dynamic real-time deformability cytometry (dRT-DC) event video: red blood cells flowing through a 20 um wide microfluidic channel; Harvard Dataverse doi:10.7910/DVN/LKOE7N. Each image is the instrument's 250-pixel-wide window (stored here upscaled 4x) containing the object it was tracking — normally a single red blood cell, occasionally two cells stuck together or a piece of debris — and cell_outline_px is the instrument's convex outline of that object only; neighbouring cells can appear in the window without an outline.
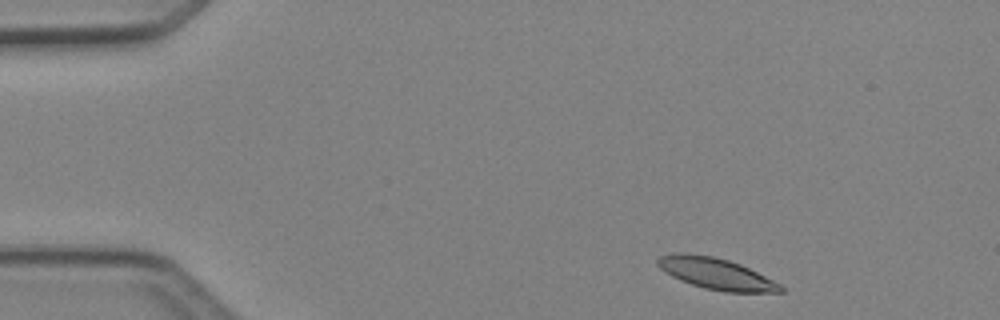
{"species": "Egyptian fruit bat (a non-hibernating species)", "species_latin": "Rousettus aegyptiacus", "temperature_condition": "cold", "stored_images_in_passage": 44, "camera_frame_rate_fps": 3000, "um_per_image_px": 0.085, "animal": {"sex": "female"}, "frame": {"image": 1, "passage_image": 2, "time_ms": 0.333, "image_size_px": [1000, 320], "cell_outline_px": [[784, 292], [724, 292], [704, 288], [680, 280], [664, 272], [656, 264], [656, 260], [660, 256], [684, 252], [712, 256], [728, 260], [740, 264], [780, 284], [784, 288]], "centroid_in_image_um": [60.84, 23.26], "position_along_channel_um": 24.2, "area_um2": 22.25}}
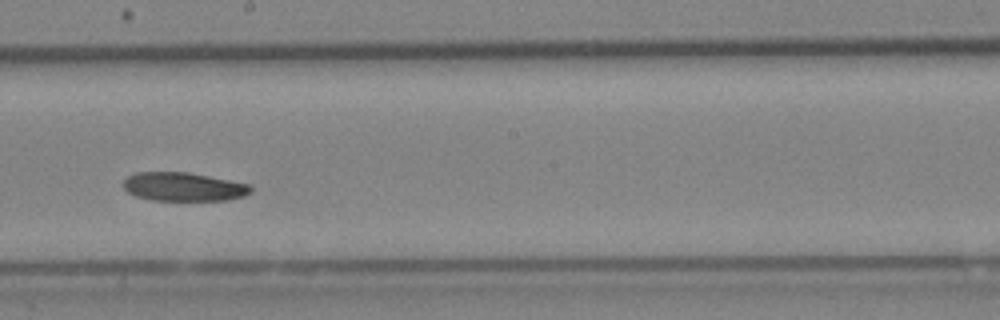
{"frame": {"image": 2, "passage_image": 23, "time_ms": 7.333, "image_size_px": [1000, 320], "cell_outline_px": [[252, 192], [244, 196], [228, 200], [152, 200], [136, 196], [128, 192], [124, 188], [124, 180], [128, 176], [136, 172], [188, 172], [252, 184]], "centroid_in_image_um": [15.64, 15.87], "position_along_channel_um": 232.6, "area_um2": 21.39}}
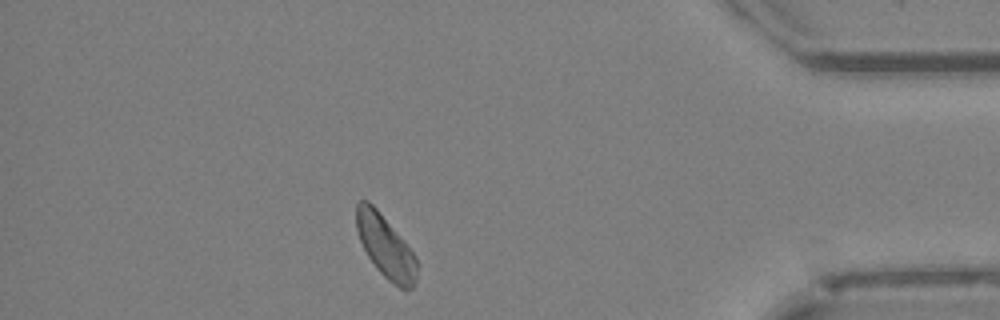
{"frame": {"image": 3, "passage_image": 38, "time_ms": 12.333, "image_size_px": [1000, 320], "cell_outline_px": [[416, 284], [412, 288], [400, 288], [388, 280], [376, 268], [368, 256], [360, 240], [356, 228], [356, 204], [360, 200], [368, 200], [376, 208], [404, 240], [412, 252], [416, 260]], "centroid_in_image_um": [32.75, 20.94], "position_along_channel_um": 402.4, "area_um2": 21.73}, "authors_computed_cell_mechanics": {"area_um2": 22.2241, "velocity_mm_per_s": 4.17, "shape_relaxation_time_tau1_ms": 3.6384, "shape_relaxation_time_tau2_ms": 9.791, "deformation_change_tau1": 0.0765, "deformation_change_tau2": 0.2036}}